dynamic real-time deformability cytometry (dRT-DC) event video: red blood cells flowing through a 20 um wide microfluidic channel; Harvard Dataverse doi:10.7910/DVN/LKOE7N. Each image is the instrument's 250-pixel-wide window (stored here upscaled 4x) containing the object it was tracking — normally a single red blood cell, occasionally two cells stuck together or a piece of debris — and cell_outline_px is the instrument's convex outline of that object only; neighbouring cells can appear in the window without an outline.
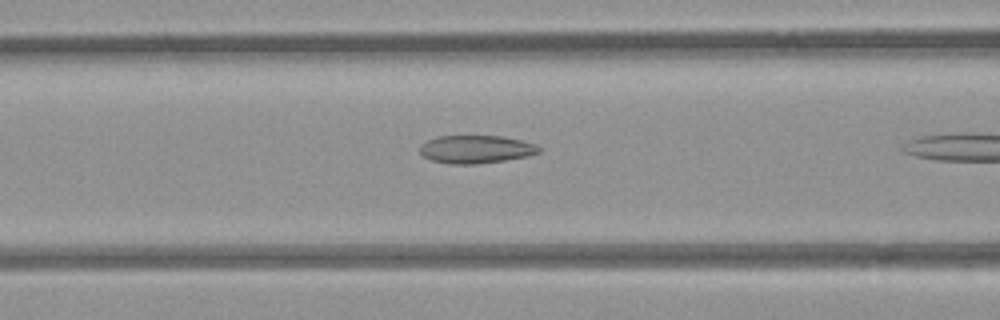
{"species": "common noctule bat (a hibernating species)", "species_latin": "Nyctalus noctula", "temperature_condition": "room temperature", "stored_images_in_passage": 38, "camera_frame_rate_fps": 3000, "um_per_image_px": 0.085, "animal": {"sex": "female", "body_mass_g": 21.9}, "frame": {"image": 1, "passage_image": 17, "time_ms": 5.333, "image_size_px": [1000, 320], "cell_outline_px": [[540, 152], [528, 156], [504, 160], [476, 164], [448, 164], [432, 160], [424, 156], [420, 152], [420, 144], [428, 140], [440, 136], [500, 136], [524, 140], [536, 144], [540, 148]], "centroid_in_image_um": [40.47, 12.68], "position_along_channel_um": 126.1, "area_um2": 19.42}}
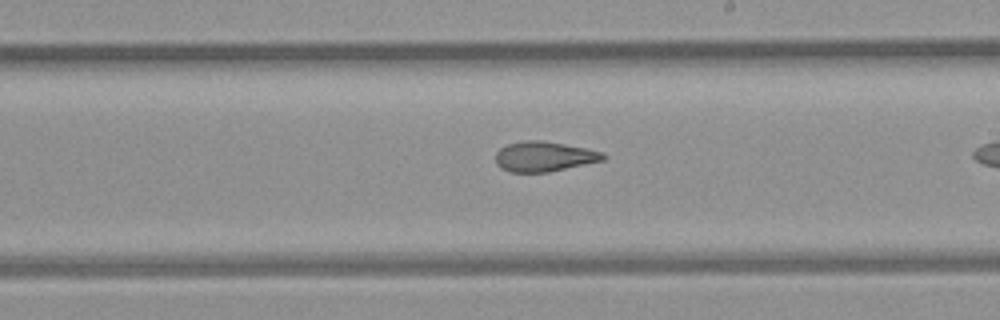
{"frame": {"image": 2, "passage_image": 26, "time_ms": 8.333, "image_size_px": [1000, 320], "cell_outline_px": [[608, 156], [604, 160], [548, 172], [512, 172], [500, 168], [496, 164], [496, 152], [500, 148], [508, 144], [524, 140], [540, 140], [588, 148], [604, 152]], "centroid_in_image_um": [46.27, 13.3], "position_along_channel_um": 242.7, "area_um2": 18.9}}
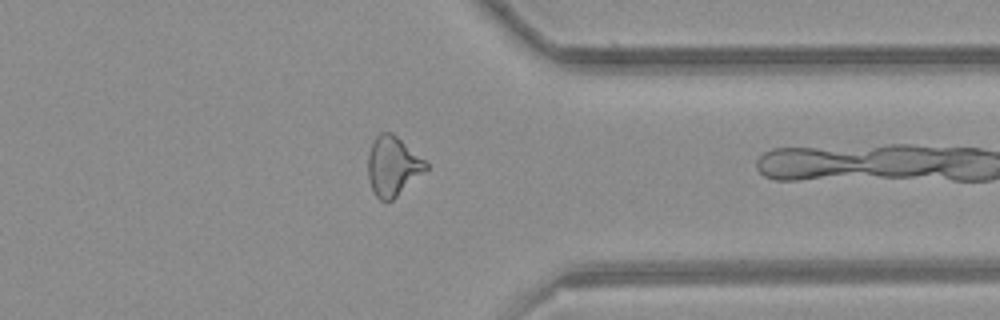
{"frame": {"image": 3, "passage_image": 37, "time_ms": 12.0, "image_size_px": [1000, 320], "cell_outline_px": [[428, 168], [392, 200], [380, 200], [376, 196], [368, 180], [368, 156], [372, 144], [376, 136], [380, 132], [392, 132], [424, 160], [428, 164]], "centroid_in_image_um": [33.37, 14.11], "position_along_channel_um": 378.0, "area_um2": 19.65}}